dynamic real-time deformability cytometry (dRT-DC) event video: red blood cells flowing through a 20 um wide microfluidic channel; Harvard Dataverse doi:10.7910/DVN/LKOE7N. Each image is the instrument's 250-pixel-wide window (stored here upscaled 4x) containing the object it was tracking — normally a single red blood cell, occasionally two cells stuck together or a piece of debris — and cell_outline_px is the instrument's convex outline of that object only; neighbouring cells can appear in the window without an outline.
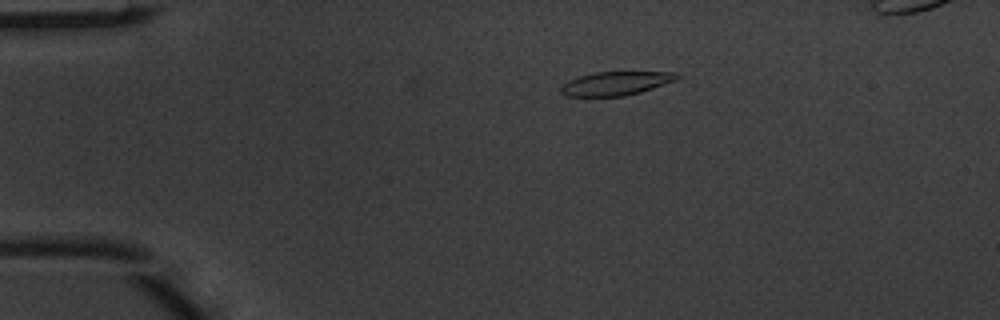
{"species": "common noctule bat (a hibernating species)", "species_latin": "Nyctalus noctula", "temperature_condition": "warm", "stored_images_in_passage": 5, "camera_frame_rate_fps": 3000, "um_per_image_px": 0.085, "animal": {"sex": "male", "body_mass_g": 20.1, "forearm_length_mm": 53.5}, "frame": {"image": 1, "passage_image": 3, "time_ms": 0.667, "image_size_px": [1000, 320], "cell_outline_px": [[680, 76], [676, 80], [640, 92], [624, 96], [568, 96], [560, 92], [560, 88], [568, 80], [580, 76], [596, 72], [676, 72]], "centroid_in_image_um": [52.34, 7.09], "position_along_channel_um": 32.7, "area_um2": 15.84}}